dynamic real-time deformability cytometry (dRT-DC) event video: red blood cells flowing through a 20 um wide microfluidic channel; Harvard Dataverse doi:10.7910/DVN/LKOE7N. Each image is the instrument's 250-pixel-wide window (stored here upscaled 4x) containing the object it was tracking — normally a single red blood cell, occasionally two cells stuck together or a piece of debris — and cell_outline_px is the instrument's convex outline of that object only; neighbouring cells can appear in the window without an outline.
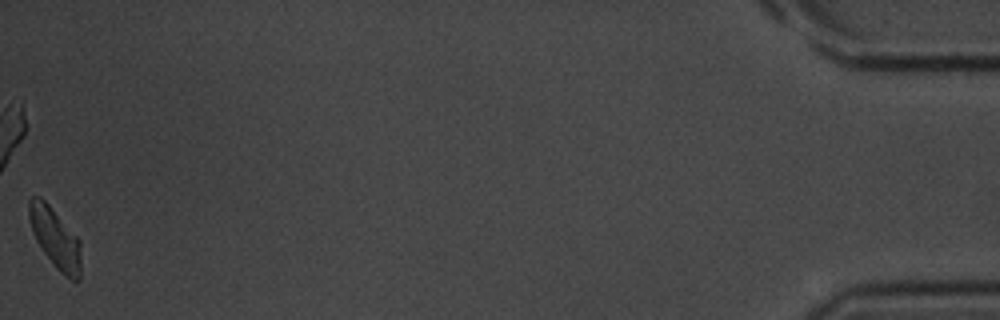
{"species": "common noctule bat (a hibernating species)", "species_latin": "Nyctalus noctula", "temperature_condition": "room temperature", "stored_images_in_passage": 37, "camera_frame_rate_fps": 3000, "um_per_image_px": 0.085, "animal": {"sex": "male", "body_mass_g": 20.1, "forearm_length_mm": 53.5}, "frame": {"image": 1, "passage_image": 37, "time_ms": 12.0, "image_size_px": [1000, 320], "cell_outline_px": [[80, 280], [72, 280], [60, 272], [56, 268], [44, 252], [36, 240], [32, 232], [28, 216], [28, 200], [32, 196], [40, 196], [48, 204], [80, 240]], "centroid_in_image_um": [4.67, 20.22], "position_along_channel_um": 430.5, "area_um2": 18.03}}